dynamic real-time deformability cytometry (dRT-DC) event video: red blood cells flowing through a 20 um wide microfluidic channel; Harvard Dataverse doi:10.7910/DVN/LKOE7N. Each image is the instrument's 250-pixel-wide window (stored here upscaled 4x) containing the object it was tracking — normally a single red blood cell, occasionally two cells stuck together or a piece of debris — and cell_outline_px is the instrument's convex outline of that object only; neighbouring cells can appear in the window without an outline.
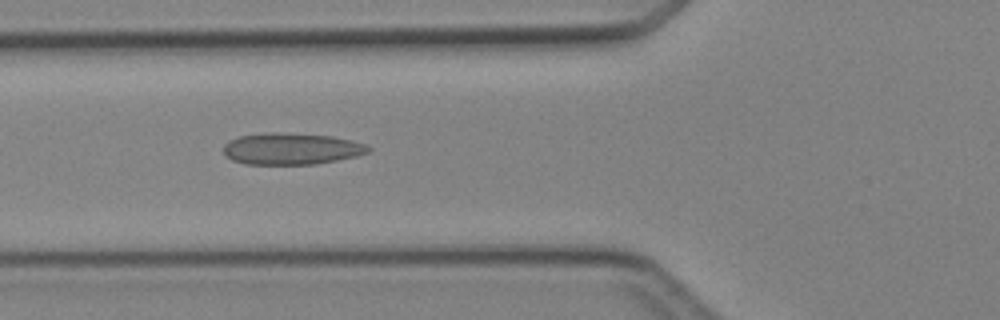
{"species": "Egyptian fruit bat (a non-hibernating species)", "species_latin": "Rousettus aegyptiacus", "temperature_condition": "cold", "stored_images_in_passage": 5, "camera_frame_rate_fps": 3000, "um_per_image_px": 0.085, "animal": {"sex": "female"}, "frame": {"image": 1, "passage_image": 4, "time_ms": 3.333, "image_size_px": [1000, 320], "cell_outline_px": [[372, 148], [368, 152], [356, 156], [316, 164], [244, 164], [232, 160], [224, 152], [224, 144], [228, 140], [240, 136], [264, 132], [280, 132], [332, 136], [352, 140], [368, 144]], "centroid_in_image_um": [24.78, 12.63], "position_along_channel_um": 101.0, "area_um2": 26.82}}
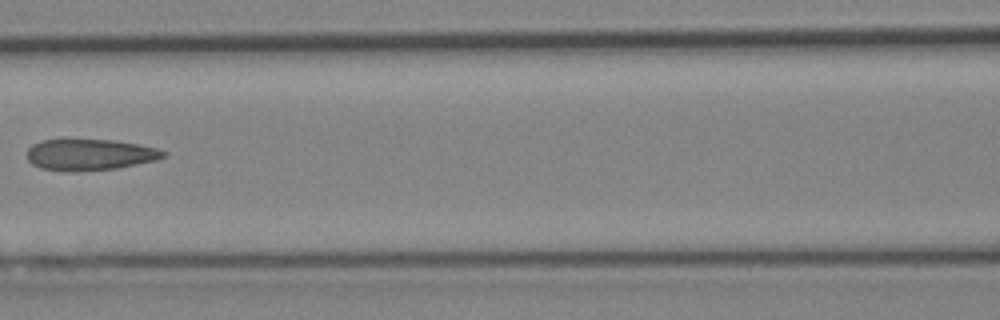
{"frame": {"image": 2, "passage_image": 5, "time_ms": 4.667, "image_size_px": [1000, 320], "cell_outline_px": [[168, 152], [164, 156], [156, 160], [116, 168], [76, 172], [68, 172], [40, 168], [32, 164], [28, 160], [28, 148], [32, 144], [40, 140], [60, 136], [112, 140], [140, 144], [156, 148]], "centroid_in_image_um": [7.55, 13.1], "position_along_channel_um": 159.0, "area_um2": 25.89}}